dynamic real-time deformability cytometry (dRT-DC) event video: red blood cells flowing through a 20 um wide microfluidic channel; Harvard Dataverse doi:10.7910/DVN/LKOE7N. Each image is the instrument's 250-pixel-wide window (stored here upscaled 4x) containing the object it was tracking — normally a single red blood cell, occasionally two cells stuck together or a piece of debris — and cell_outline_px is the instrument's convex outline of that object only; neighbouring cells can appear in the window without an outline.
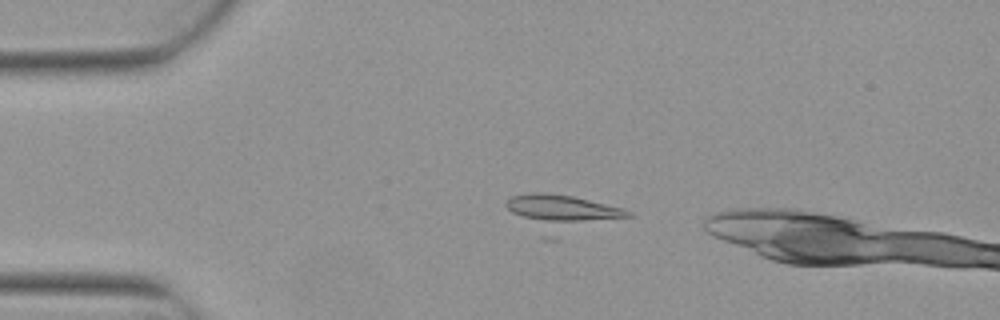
{"species": "Egyptian fruit bat (a non-hibernating species)", "species_latin": "Rousettus aegyptiacus", "temperature_condition": "warm", "stored_images_in_passage": 3, "camera_frame_rate_fps": 3000, "um_per_image_px": 0.085, "animal": {"sex": "female"}, "frame": {"image": 1, "passage_image": 1, "time_ms": 0.0, "image_size_px": [1000, 320], "cell_outline_px": [[632, 216], [556, 224], [552, 224], [524, 216], [512, 212], [504, 204], [512, 196], [528, 192], [544, 192], [572, 196], [624, 208], [632, 212]], "centroid_in_image_um": [47.78, 17.7], "position_along_channel_um": 37.2, "area_um2": 18.9}}